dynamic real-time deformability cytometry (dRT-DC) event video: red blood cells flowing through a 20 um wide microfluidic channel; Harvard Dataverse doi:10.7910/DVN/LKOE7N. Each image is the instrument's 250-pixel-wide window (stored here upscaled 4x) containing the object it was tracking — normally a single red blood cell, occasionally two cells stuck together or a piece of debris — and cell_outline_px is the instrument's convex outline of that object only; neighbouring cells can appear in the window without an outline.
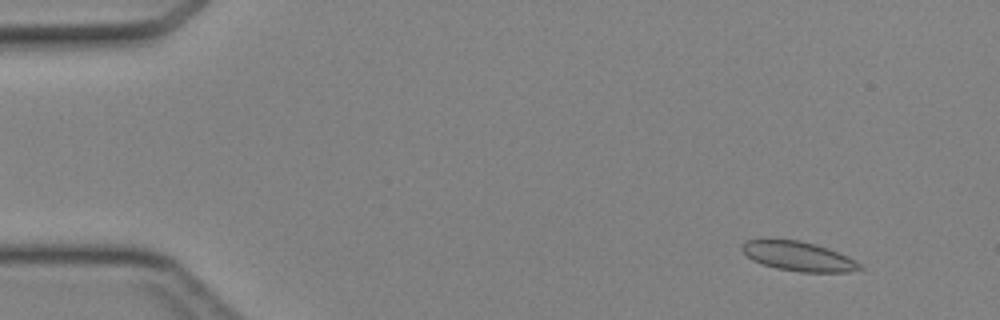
{"species": "Egyptian fruit bat (a non-hibernating species)", "species_latin": "Rousettus aegyptiacus", "temperature_condition": "cold", "stored_images_in_passage": 46, "camera_frame_rate_fps": 3000, "um_per_image_px": 0.085, "animal": {"sex": "female"}, "frame": {"image": 1, "passage_image": 5, "time_ms": 1.333, "image_size_px": [1000, 320], "cell_outline_px": [[864, 268], [848, 272], [800, 272], [776, 268], [752, 260], [740, 248], [748, 240], [800, 240], [816, 244], [828, 248], [848, 256], [860, 264]], "centroid_in_image_um": [67.9, 21.79], "position_along_channel_um": 17.1, "area_um2": 19.94}}
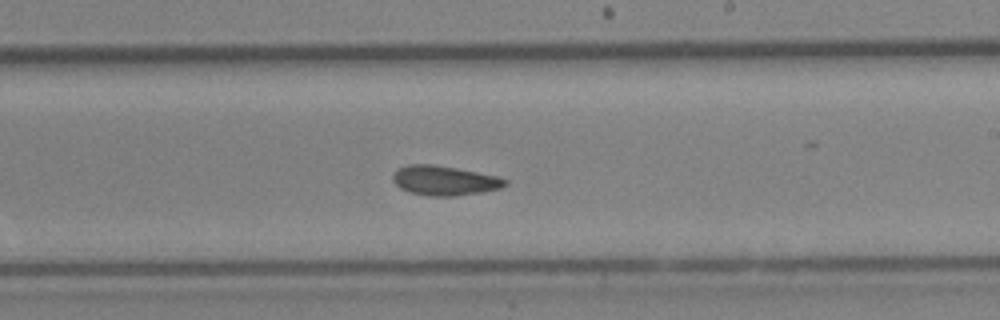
{"frame": {"image": 2, "passage_image": 28, "time_ms": 9.0, "image_size_px": [1000, 320], "cell_outline_px": [[508, 184], [500, 188], [480, 192], [456, 196], [428, 196], [412, 192], [400, 188], [392, 180], [392, 176], [396, 168], [408, 164], [432, 164], [456, 168], [496, 176], [508, 180]], "centroid_in_image_um": [37.74, 15.34], "position_along_channel_um": 251.3, "area_um2": 19.31}}
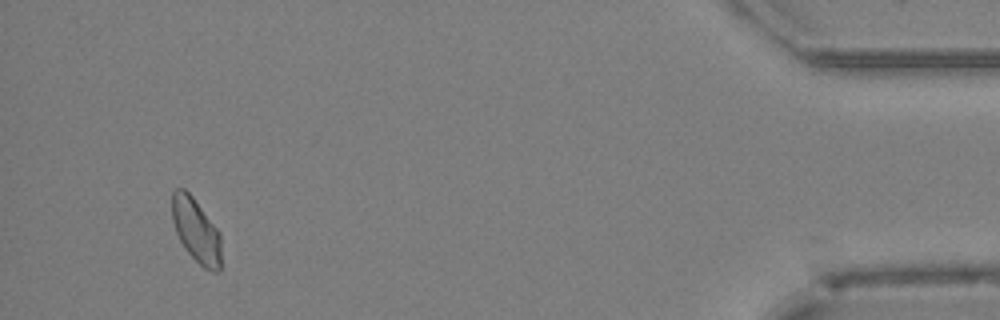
{"frame": {"image": 3, "passage_image": 44, "time_ms": 14.333, "image_size_px": [1000, 320], "cell_outline_px": [[220, 268], [216, 272], [212, 272], [204, 268], [184, 248], [176, 232], [172, 220], [172, 192], [176, 188], [184, 188], [192, 196], [220, 232]], "centroid_in_image_um": [16.66, 19.57], "position_along_channel_um": 418.5, "area_um2": 18.21}}